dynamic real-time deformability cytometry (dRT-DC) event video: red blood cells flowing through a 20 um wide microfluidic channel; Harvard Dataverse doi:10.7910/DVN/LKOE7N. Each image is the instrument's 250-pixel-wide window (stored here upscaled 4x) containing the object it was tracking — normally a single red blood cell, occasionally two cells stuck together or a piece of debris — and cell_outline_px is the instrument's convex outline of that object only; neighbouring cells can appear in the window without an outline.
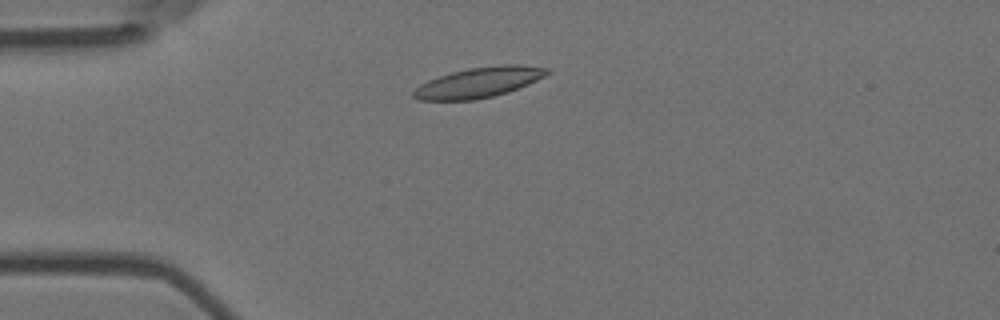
{"species": "Egyptian fruit bat (a non-hibernating species)", "species_latin": "Rousettus aegyptiacus", "temperature_condition": "room temperature", "stored_images_in_passage": 9, "camera_frame_rate_fps": 3000, "um_per_image_px": 0.085, "animal": {"sex": "female"}, "frame": {"image": 1, "passage_image": 3, "time_ms": 0.667, "image_size_px": [1000, 320], "cell_outline_px": [[552, 72], [528, 84], [508, 92], [476, 100], [416, 100], [412, 96], [412, 92], [420, 84], [428, 80], [452, 72], [468, 68], [504, 64], [520, 64], [548, 68]], "centroid_in_image_um": [40.7, 7.0], "position_along_channel_um": 44.3, "area_um2": 23.58}}
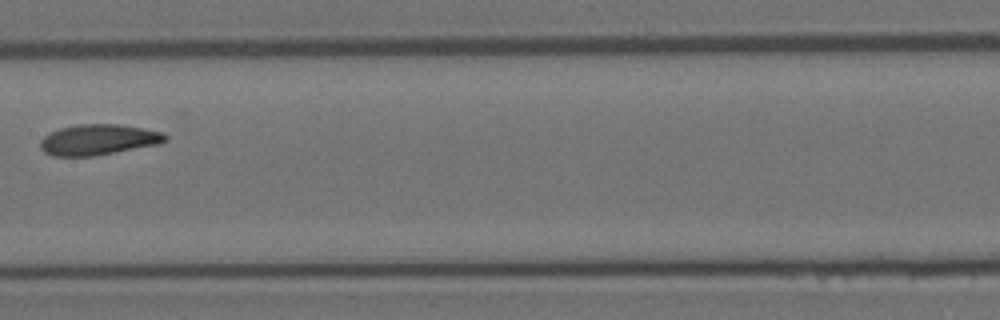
{"frame": {"image": 2, "passage_image": 7, "time_ms": 2.0, "image_size_px": [1000, 320], "cell_outline_px": [[168, 140], [160, 144], [92, 156], [52, 156], [44, 152], [40, 148], [40, 140], [48, 132], [60, 128], [76, 124], [116, 124], [164, 132], [168, 136]], "centroid_in_image_um": [8.34, 11.87], "position_along_channel_um": 199.1, "area_um2": 22.43}}
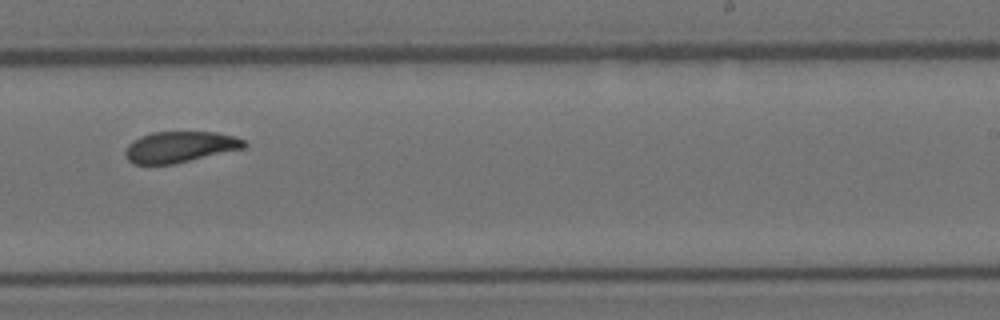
{"frame": {"image": 3, "passage_image": 9, "time_ms": 2.667, "image_size_px": [1000, 320], "cell_outline_px": [[248, 144], [244, 148], [176, 164], [132, 164], [128, 160], [124, 152], [128, 144], [132, 140], [140, 136], [152, 132], [216, 132], [236, 136], [244, 140]], "centroid_in_image_um": [15.29, 12.49], "position_along_channel_um": 273.7, "area_um2": 21.73}}